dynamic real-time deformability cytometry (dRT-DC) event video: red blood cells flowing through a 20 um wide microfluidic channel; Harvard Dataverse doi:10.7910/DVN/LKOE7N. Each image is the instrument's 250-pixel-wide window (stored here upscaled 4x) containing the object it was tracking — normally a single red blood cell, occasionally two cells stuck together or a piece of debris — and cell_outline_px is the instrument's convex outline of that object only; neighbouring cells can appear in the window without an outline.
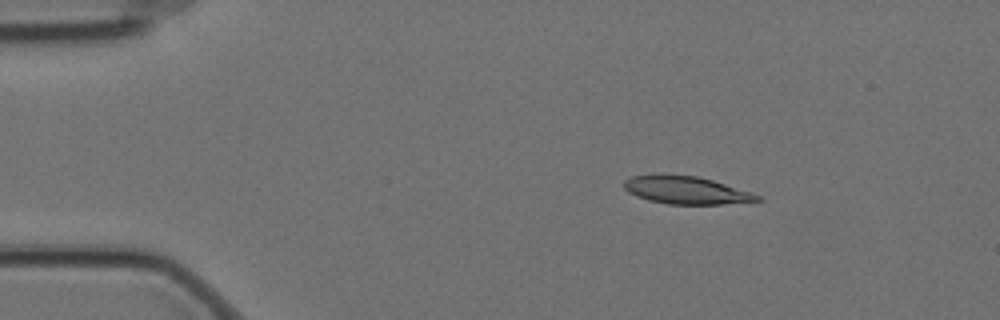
{"species": "Egyptian fruit bat (a non-hibernating species)", "species_latin": "Rousettus aegyptiacus", "temperature_condition": "cold", "stored_images_in_passage": 3, "camera_frame_rate_fps": 3000, "um_per_image_px": 0.085, "animal": {"sex": "female"}, "frame": {"image": 1, "passage_image": 2, "time_ms": 0.333, "image_size_px": [1000, 320], "cell_outline_px": [[764, 200], [720, 204], [668, 204], [648, 200], [636, 196], [628, 192], [624, 188], [624, 180], [632, 176], [696, 176], [712, 180], [752, 192], [760, 196]], "centroid_in_image_um": [58.35, 16.19], "position_along_channel_um": 26.6, "area_um2": 20.98}}